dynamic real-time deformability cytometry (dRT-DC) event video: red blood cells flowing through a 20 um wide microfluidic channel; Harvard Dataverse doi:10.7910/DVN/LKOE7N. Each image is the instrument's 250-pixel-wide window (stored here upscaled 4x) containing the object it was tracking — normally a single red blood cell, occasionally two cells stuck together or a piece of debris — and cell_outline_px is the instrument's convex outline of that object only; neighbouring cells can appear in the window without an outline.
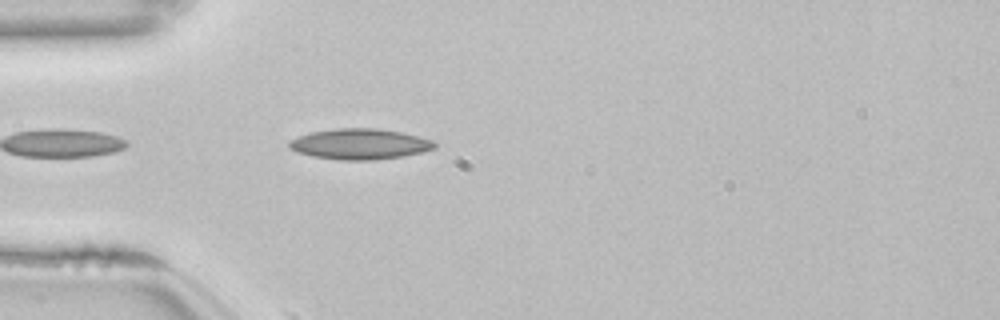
{"species": "common noctule bat (a hibernating species)", "species_latin": "Nyctalus noctula", "temperature_condition": "room temperature", "stored_images_in_passage": 10, "camera_frame_rate_fps": 3000, "um_per_image_px": 0.085, "animal": {"sex": "female", "body_mass_g": 22.7, "forearm_length_mm": 54.2}, "frame": {"image": 1, "passage_image": 2, "time_ms": 0.333, "image_size_px": [1000, 320], "cell_outline_px": [[436, 148], [404, 156], [372, 160], [340, 160], [312, 156], [296, 152], [288, 148], [288, 140], [312, 132], [336, 128], [376, 128], [400, 132], [432, 140], [436, 144]], "centroid_in_image_um": [30.54, 12.25], "position_along_channel_um": 54.5, "area_um2": 25.89}}